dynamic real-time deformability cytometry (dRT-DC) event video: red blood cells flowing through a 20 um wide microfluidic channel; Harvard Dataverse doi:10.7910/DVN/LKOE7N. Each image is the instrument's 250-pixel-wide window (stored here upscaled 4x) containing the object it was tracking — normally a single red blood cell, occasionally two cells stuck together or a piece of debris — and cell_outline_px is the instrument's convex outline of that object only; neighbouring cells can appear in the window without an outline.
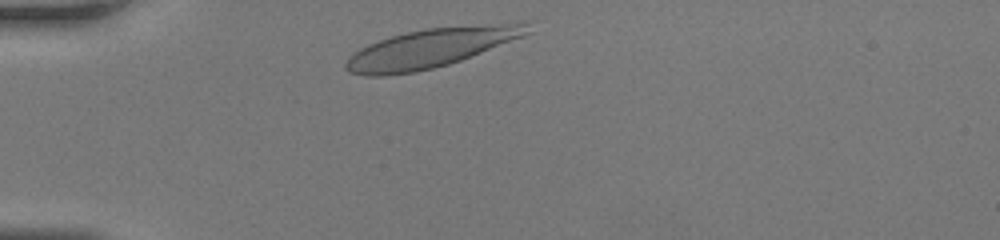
{"species": "human", "species_latin": "Homo sapiens", "temperature_condition": "room temperature", "stored_images_in_passage": 26, "camera_frame_rate_fps": 3000, "um_per_image_px": 0.085, "donor": {"sex": "female"}, "frame": {"image": 1, "passage_image": 1, "time_ms": 0.0, "image_size_px": [1000, 240], "cell_outline_px": [[536, 20], [532, 32], [460, 60], [448, 64], [416, 72], [384, 76], [364, 76], [348, 72], [344, 68], [344, 64], [348, 56], [360, 48], [368, 44], [392, 36], [408, 32], [428, 28], [524, 20]], "centroid_in_image_um": [36.72, 4.04], "position_along_channel_um": 48.3, "area_um2": 41.96}}
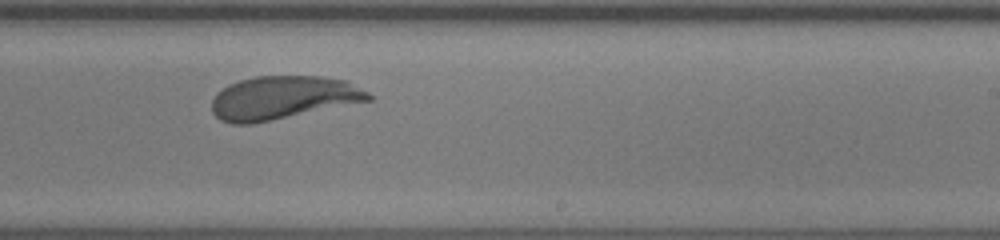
{"frame": {"image": 2, "passage_image": 17, "time_ms": 5.333, "image_size_px": [1000, 240], "cell_outline_px": [[372, 100], [252, 124], [232, 124], [220, 120], [212, 112], [212, 100], [216, 92], [228, 84], [240, 80], [256, 76], [320, 76], [348, 80], [368, 92], [372, 96]], "centroid_in_image_um": [24.04, 8.3], "position_along_channel_um": 265.0, "area_um2": 39.71}}
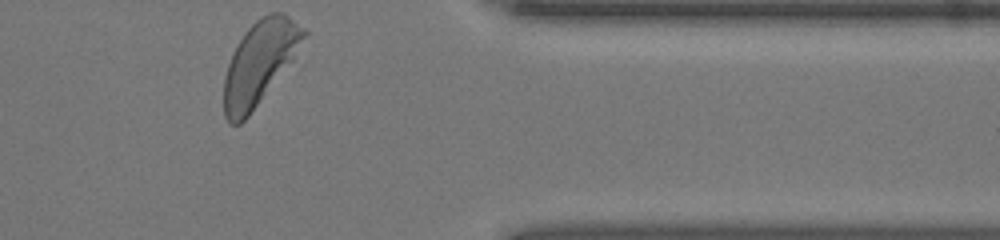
{"frame": {"image": 3, "passage_image": 26, "time_ms": 8.333, "image_size_px": [1000, 240], "cell_outline_px": [[308, 32], [292, 60], [248, 116], [240, 124], [228, 124], [224, 116], [224, 76], [232, 52], [236, 44], [244, 32], [260, 16], [268, 12], [284, 12], [304, 28]], "centroid_in_image_um": [22.04, 5.31], "position_along_channel_um": 389.4, "area_um2": 38.44}}